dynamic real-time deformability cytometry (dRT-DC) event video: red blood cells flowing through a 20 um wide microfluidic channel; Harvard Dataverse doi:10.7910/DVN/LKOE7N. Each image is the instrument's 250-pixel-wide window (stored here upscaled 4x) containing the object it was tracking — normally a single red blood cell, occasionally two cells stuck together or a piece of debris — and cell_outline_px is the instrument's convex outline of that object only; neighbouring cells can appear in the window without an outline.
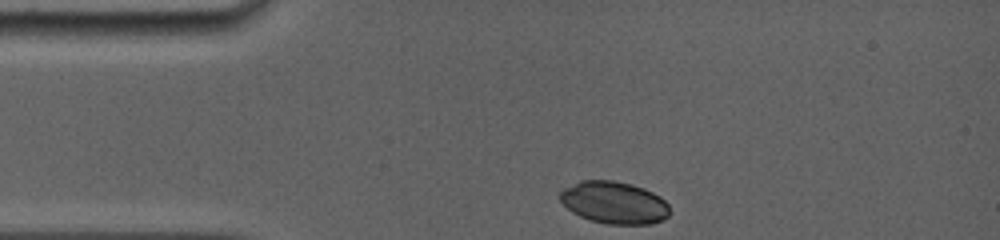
{"species": "common noctule bat (a hibernating species)", "species_latin": "Nyctalus noctula", "temperature_condition": "room temperature", "stored_images_in_passage": 59, "camera_frame_rate_fps": 5000, "um_per_image_px": 0.085, "animal": {"sex": "female", "body_mass_g": 19.0, "forearm_length_mm": 56.7}, "frame": {"image": 1, "passage_image": 1, "time_ms": 0.0, "image_size_px": [1000, 240], "cell_outline_px": [[668, 216], [652, 224], [608, 224], [588, 220], [572, 212], [560, 200], [560, 192], [564, 188], [580, 180], [612, 180], [632, 184], [644, 188], [660, 196], [668, 204]], "centroid_in_image_um": [52.19, 17.21], "position_along_channel_um": 32.8, "area_um2": 26.99}}
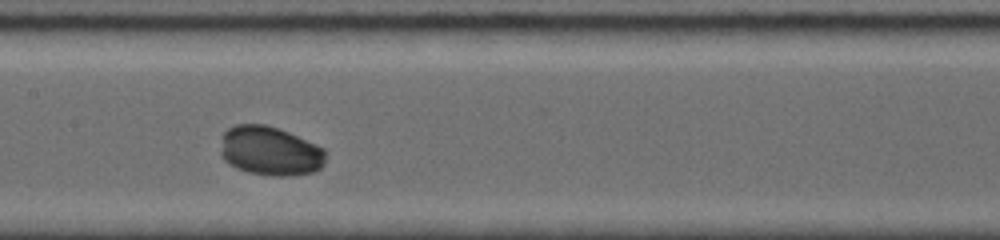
{"frame": {"image": 2, "passage_image": 26, "time_ms": 4.8, "image_size_px": [1000, 240], "cell_outline_px": [[324, 164], [320, 168], [312, 172], [288, 176], [272, 176], [248, 172], [236, 168], [228, 164], [220, 156], [220, 136], [228, 128], [236, 124], [264, 124], [288, 132], [316, 144], [324, 148]], "centroid_in_image_um": [22.89, 12.83], "position_along_channel_um": 184.5, "area_um2": 30.35}}
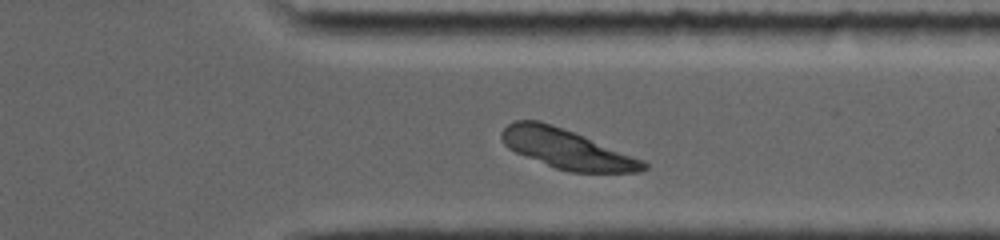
{"frame": {"image": 3, "passage_image": 52, "time_ms": 9.4, "image_size_px": [1000, 240], "cell_outline_px": [[648, 168], [640, 172], [568, 172], [556, 168], [516, 152], [508, 148], [504, 144], [500, 136], [500, 132], [508, 124], [516, 120], [540, 120], [584, 136], [644, 160], [648, 164]], "centroid_in_image_um": [48.17, 12.66], "position_along_channel_um": 363.2, "area_um2": 32.43}}